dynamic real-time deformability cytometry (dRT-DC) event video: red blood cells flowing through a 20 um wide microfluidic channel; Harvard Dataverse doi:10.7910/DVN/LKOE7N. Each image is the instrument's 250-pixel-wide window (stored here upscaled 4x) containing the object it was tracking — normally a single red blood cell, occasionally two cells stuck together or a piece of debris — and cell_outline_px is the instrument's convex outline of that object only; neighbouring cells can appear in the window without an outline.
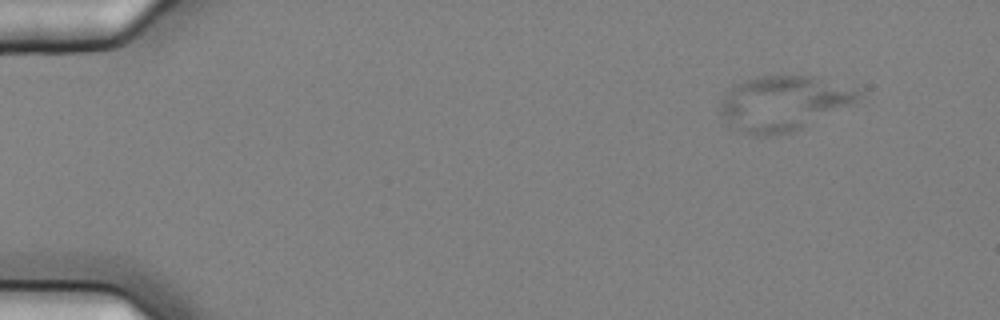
{"species": "common noctule bat (a hibernating species)", "species_latin": "Nyctalus noctula", "temperature_condition": "cold", "stored_images_in_passage": 7, "camera_frame_rate_fps": 3000, "um_per_image_px": 0.085, "animal": {"sex": "female", "body_mass_g": 25.1}, "frame": {"image": 1, "passage_image": 1, "time_ms": 0.0, "image_size_px": [1000, 320], "cell_outline_px": [[864, 88], [860, 96], [852, 104], [792, 132], [776, 136], [756, 136], [728, 124], [720, 112], [720, 104], [724, 96], [732, 84], [756, 76], [812, 76]], "centroid_in_image_um": [66.62, 8.75], "position_along_channel_um": 18.4, "area_um2": 44.33}}
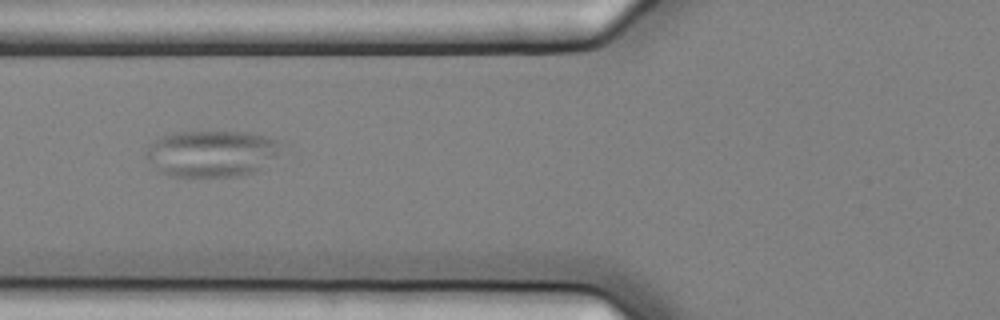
{"frame": {"image": 2, "passage_image": 6, "time_ms": 1.667, "image_size_px": [1000, 320], "cell_outline_px": [[284, 144], [276, 156], [256, 172], [240, 176], [172, 176], [156, 172], [144, 156], [148, 148], [160, 136], [172, 132], [248, 132], [268, 136], [280, 140]], "centroid_in_image_um": [17.99, 13.05], "position_along_channel_um": 107.8, "area_um2": 37.05}}
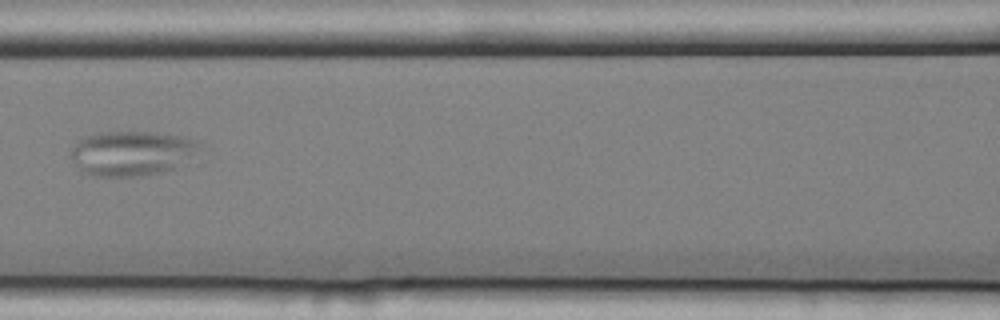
{"frame": {"image": 3, "passage_image": 7, "time_ms": 2.0, "image_size_px": [1000, 320], "cell_outline_px": [[204, 144], [172, 168], [160, 172], [132, 176], [92, 176], [80, 168], [68, 156], [72, 148], [80, 140], [88, 136], [100, 132], [156, 132], [180, 136], [200, 140]], "centroid_in_image_um": [11.16, 13.0], "position_along_channel_um": 155.4, "area_um2": 32.83}}